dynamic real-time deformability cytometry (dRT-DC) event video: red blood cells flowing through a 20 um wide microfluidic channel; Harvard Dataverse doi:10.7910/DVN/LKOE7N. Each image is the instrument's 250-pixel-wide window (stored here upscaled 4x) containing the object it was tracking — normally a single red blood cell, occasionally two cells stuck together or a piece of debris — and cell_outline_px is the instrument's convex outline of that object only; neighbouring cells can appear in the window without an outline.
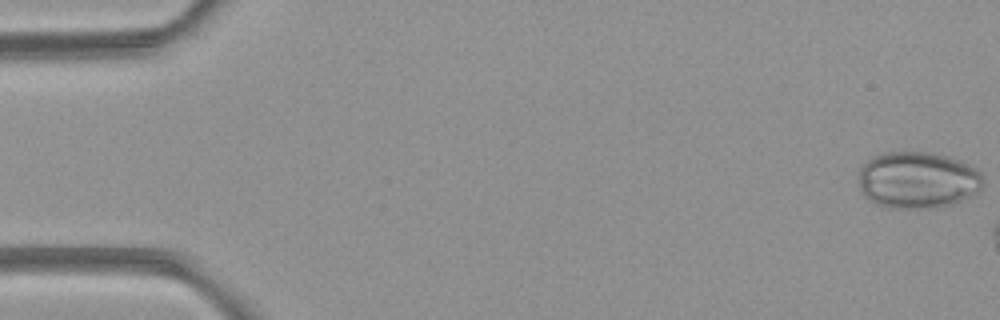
{"species": "common noctule bat (a hibernating species)", "species_latin": "Nyctalus noctula", "temperature_condition": "room temperature", "stored_images_in_passage": 3, "camera_frame_rate_fps": 3000, "um_per_image_px": 0.085, "animal": {"sex": "female", "body_mass_g": 21.9}, "frame": {"image": 1, "passage_image": 1, "time_ms": 0.0, "image_size_px": [1000, 320], "cell_outline_px": [[980, 188], [976, 192], [952, 204], [936, 208], [896, 208], [876, 204], [868, 200], [864, 196], [860, 188], [860, 168], [872, 156], [884, 152], [932, 152], [948, 156], [960, 160], [976, 168], [980, 172]], "centroid_in_image_um": [77.97, 15.29], "position_along_channel_um": 7.0, "area_um2": 40.98}}